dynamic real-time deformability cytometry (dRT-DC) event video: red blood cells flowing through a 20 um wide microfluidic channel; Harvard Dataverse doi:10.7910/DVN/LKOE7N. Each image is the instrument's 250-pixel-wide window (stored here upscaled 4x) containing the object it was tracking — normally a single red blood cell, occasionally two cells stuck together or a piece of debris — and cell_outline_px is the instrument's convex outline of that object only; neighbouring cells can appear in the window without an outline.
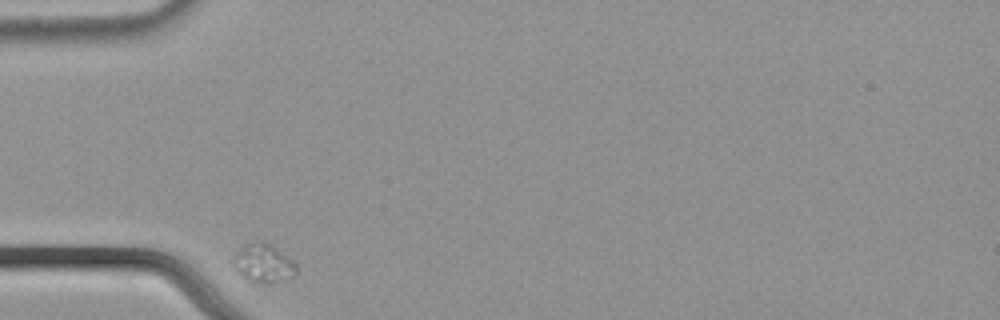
{"species": "common noctule bat (a hibernating species)", "species_latin": "Nyctalus noctula", "temperature_condition": "cold", "stored_images_in_passage": 35, "camera_frame_rate_fps": 3000, "um_per_image_px": 0.085, "animal": {"sex": "male", "body_mass_g": 21.5, "forearm_length_mm": 52.0}, "frame": {"image": 1, "passage_image": 1, "time_ms": 0.0, "image_size_px": [1000, 320], "cell_outline_px": [[296, 276], [268, 284], [248, 284], [236, 268], [236, 252], [252, 240], [264, 240], [272, 244], [292, 260], [296, 264]], "centroid_in_image_um": [22.42, 22.39], "position_along_channel_um": 62.6, "area_um2": 14.39}}